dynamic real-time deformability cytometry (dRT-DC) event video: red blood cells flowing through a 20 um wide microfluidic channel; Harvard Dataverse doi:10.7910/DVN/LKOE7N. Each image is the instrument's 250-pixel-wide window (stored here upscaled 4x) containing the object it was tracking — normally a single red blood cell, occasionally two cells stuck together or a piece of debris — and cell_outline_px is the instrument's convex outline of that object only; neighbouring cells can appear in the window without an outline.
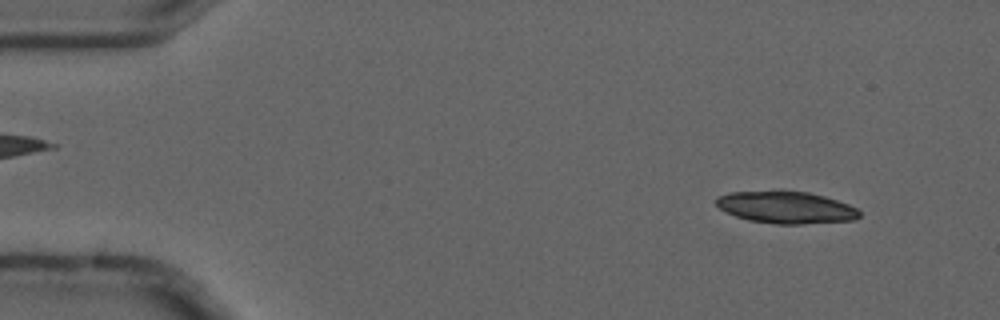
{"species": "common noctule bat (a hibernating species)", "species_latin": "Nyctalus noctula", "temperature_condition": "cold", "stored_images_in_passage": 5, "camera_frame_rate_fps": 3000, "um_per_image_px": 0.085, "animal": {"sex": "male", "forearm_length_mm": 52.5}, "frame": {"image": 1, "passage_image": 1, "time_ms": 0.0, "image_size_px": [1000, 320], "cell_outline_px": [[860, 216], [856, 220], [804, 224], [776, 224], [748, 220], [736, 216], [720, 208], [716, 204], [716, 196], [728, 192], [780, 188], [808, 192], [824, 196], [848, 204], [856, 208], [860, 212]], "centroid_in_image_um": [66.78, 17.59], "position_along_channel_um": 18.2, "area_um2": 27.57}}
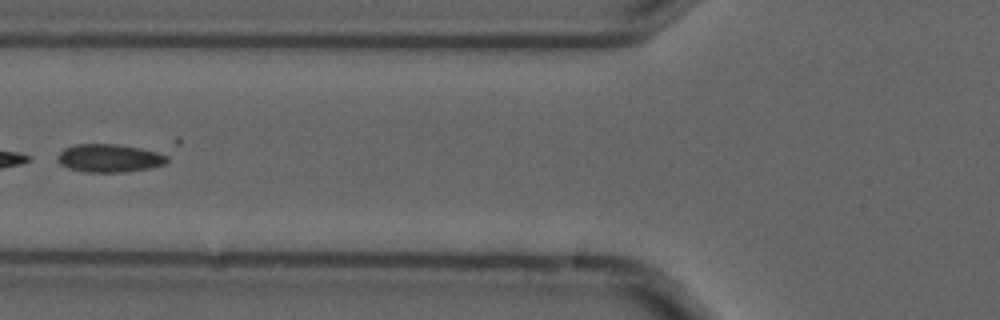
{"frame": {"image": 2, "passage_image": 5, "time_ms": 1.333, "image_size_px": [1000, 320], "cell_outline_px": [[168, 160], [164, 164], [148, 168], [120, 172], [88, 172], [68, 168], [60, 164], [60, 152], [64, 148], [76, 144], [116, 144], [168, 152]], "centroid_in_image_um": [9.39, 13.42], "position_along_channel_um": 116.4, "area_um2": 17.98}}